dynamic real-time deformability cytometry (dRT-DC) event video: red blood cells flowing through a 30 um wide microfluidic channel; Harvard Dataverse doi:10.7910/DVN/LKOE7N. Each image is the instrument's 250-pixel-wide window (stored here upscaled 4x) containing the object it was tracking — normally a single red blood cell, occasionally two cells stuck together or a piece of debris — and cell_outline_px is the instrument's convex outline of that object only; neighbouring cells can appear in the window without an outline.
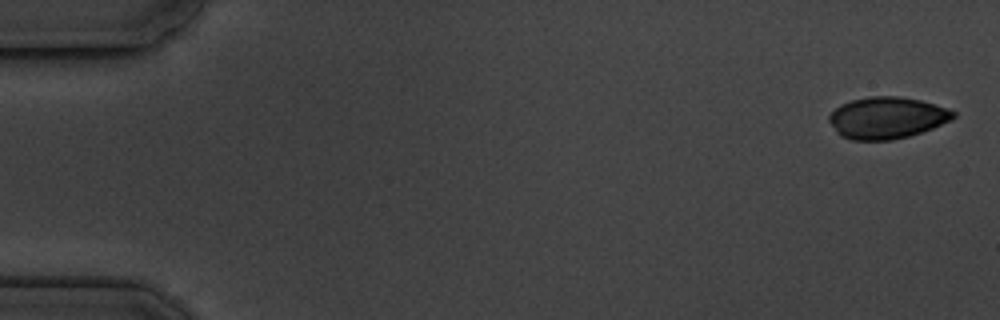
{"species": "common noctule bat (a hibernating species)", "species_latin": "Nyctalus noctula", "temperature_condition": "cold", "stored_images_in_passage": 5, "camera_frame_rate_fps": 3000, "um_per_image_px": 0.085, "animal": {"sex": "male", "body_mass_g": 19.5, "forearm_length_mm": 54.6}, "frame": {"image": 1, "passage_image": 1, "time_ms": 0.0, "image_size_px": [1000, 320], "cell_outline_px": [[956, 116], [952, 120], [932, 128], [908, 136], [892, 140], [852, 140], [840, 136], [836, 132], [828, 120], [828, 116], [840, 104], [852, 100], [868, 96], [900, 96], [920, 100], [948, 108], [956, 112]], "centroid_in_image_um": [75.38, 10.01], "position_along_channel_um": 9.6, "area_um2": 30.29}}